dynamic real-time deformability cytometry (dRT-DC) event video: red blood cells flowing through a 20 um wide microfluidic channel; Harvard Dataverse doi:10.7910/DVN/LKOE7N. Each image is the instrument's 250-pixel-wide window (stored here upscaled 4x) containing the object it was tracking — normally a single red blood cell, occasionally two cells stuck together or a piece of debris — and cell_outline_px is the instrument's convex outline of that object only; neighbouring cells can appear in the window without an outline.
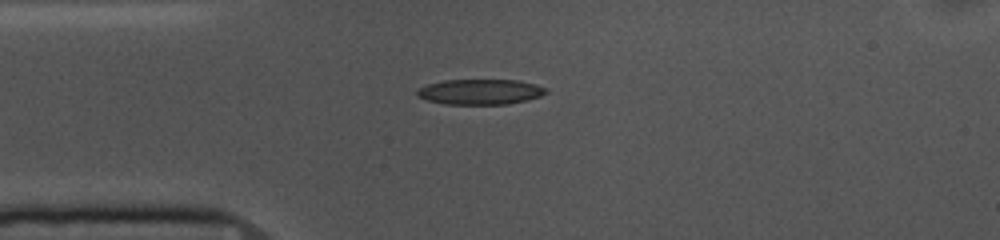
{"species": "common noctule bat (a hibernating species)", "species_latin": "Nyctalus noctula", "temperature_condition": "cold", "stored_images_in_passage": 38, "camera_frame_rate_fps": 3000, "um_per_image_px": 0.085, "animal": {"sex": "female", "body_mass_g": 10.0, "forearm_length_mm": 53.1}, "frame": {"image": 1, "passage_image": 1, "time_ms": 0.0, "image_size_px": [1000, 240], "cell_outline_px": [[548, 92], [540, 96], [528, 100], [508, 104], [444, 104], [428, 100], [416, 96], [416, 92], [420, 88], [428, 84], [444, 80], [520, 80], [536, 84], [548, 88]], "centroid_in_image_um": [40.86, 7.8], "position_along_channel_um": 44.1, "area_um2": 19.13}}
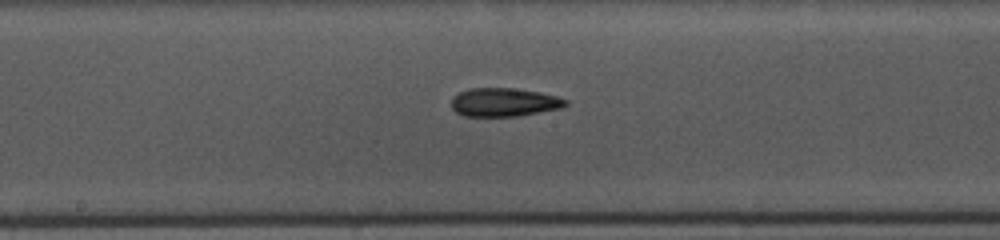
{"frame": {"image": 2, "passage_image": 15, "time_ms": 4.667, "image_size_px": [1000, 240], "cell_outline_px": [[568, 104], [564, 108], [516, 116], [464, 116], [456, 112], [452, 108], [452, 96], [468, 88], [512, 88], [540, 92], [556, 96], [568, 100]], "centroid_in_image_um": [42.86, 8.69], "position_along_channel_um": 205.3, "area_um2": 19.07}}
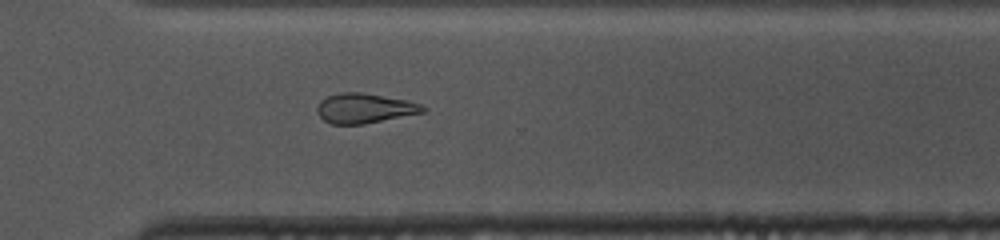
{"frame": {"image": 3, "passage_image": 26, "time_ms": 8.333, "image_size_px": [1000, 240], "cell_outline_px": [[428, 108], [424, 112], [364, 124], [332, 124], [324, 120], [316, 112], [316, 108], [320, 100], [328, 96], [340, 92], [360, 92], [408, 100], [420, 104]], "centroid_in_image_um": [30.97, 9.2], "position_along_channel_um": 339.6, "area_um2": 18.38}, "authors_computed_cell_mechanics": {"area_um2": 19.4208, "velocity_mm_per_s": 3.6809, "shape_relaxation_time_tau1_ms": 6.947, "shape_relaxation_time_tau2_ms": 8.3362, "deformation_change_tau1": 0.1533, "deformation_change_tau2": 0.1991}}